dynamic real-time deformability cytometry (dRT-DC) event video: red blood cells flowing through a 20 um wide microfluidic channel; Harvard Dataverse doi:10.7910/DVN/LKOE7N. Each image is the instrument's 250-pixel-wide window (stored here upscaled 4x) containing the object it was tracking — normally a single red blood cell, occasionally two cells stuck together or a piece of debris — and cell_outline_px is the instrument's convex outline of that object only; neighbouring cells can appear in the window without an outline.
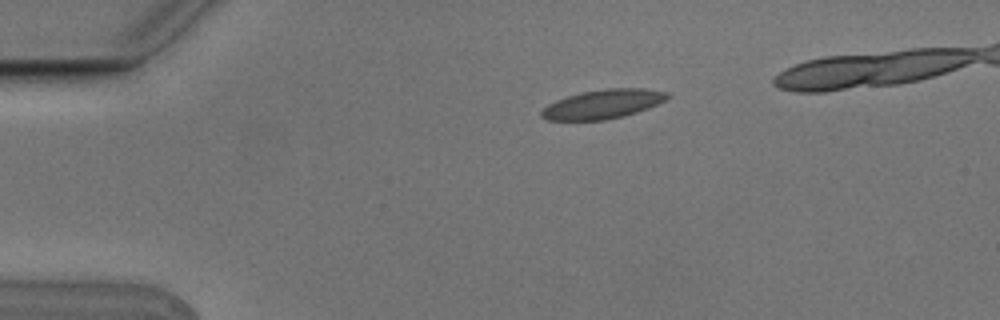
{"species": "Egyptian fruit bat (a non-hibernating species)", "species_latin": "Rousettus aegyptiacus", "temperature_condition": "cold", "stored_images_in_passage": 6, "camera_frame_rate_fps": 3000, "um_per_image_px": 0.085, "animal": {"sex": "male"}, "frame": {"image": 1, "passage_image": 1, "time_ms": 0.0, "image_size_px": [1000, 320], "cell_outline_px": [[672, 96], [648, 108], [624, 116], [608, 120], [548, 120], [540, 116], [540, 112], [548, 104], [556, 100], [580, 92], [608, 88], [640, 88], [668, 92]], "centroid_in_image_um": [51.24, 8.85], "position_along_channel_um": 33.8, "area_um2": 21.33}}
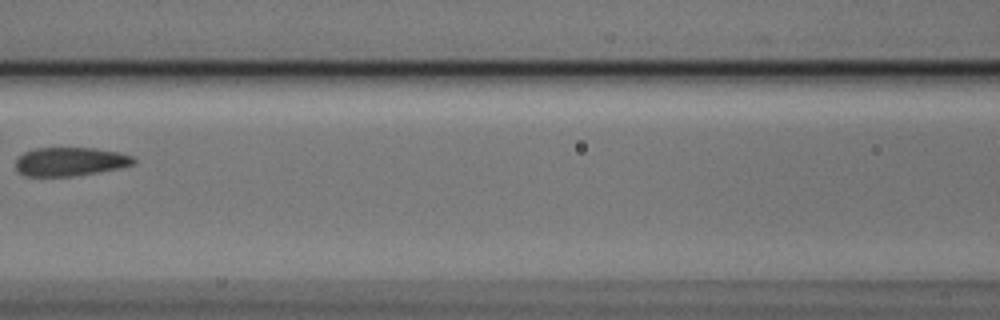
{"frame": {"image": 2, "passage_image": 5, "time_ms": 1.333, "image_size_px": [1000, 320], "cell_outline_px": [[136, 164], [96, 172], [72, 176], [24, 176], [16, 168], [16, 160], [24, 152], [36, 148], [96, 148], [120, 152], [132, 156], [136, 160]], "centroid_in_image_um": [5.97, 13.73], "position_along_channel_um": 160.6, "area_um2": 19.59}}
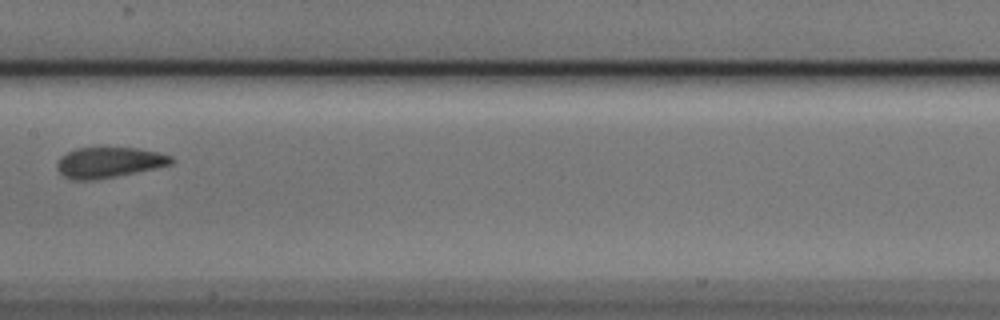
{"frame": {"image": 3, "passage_image": 6, "time_ms": 1.667, "image_size_px": [1000, 320], "cell_outline_px": [[176, 160], [172, 164], [156, 168], [116, 176], [92, 180], [72, 180], [64, 176], [56, 168], [56, 164], [60, 156], [76, 148], [136, 148], [156, 152], [172, 156]], "centroid_in_image_um": [9.25, 13.81], "position_along_channel_um": 198.1, "area_um2": 20.29}}